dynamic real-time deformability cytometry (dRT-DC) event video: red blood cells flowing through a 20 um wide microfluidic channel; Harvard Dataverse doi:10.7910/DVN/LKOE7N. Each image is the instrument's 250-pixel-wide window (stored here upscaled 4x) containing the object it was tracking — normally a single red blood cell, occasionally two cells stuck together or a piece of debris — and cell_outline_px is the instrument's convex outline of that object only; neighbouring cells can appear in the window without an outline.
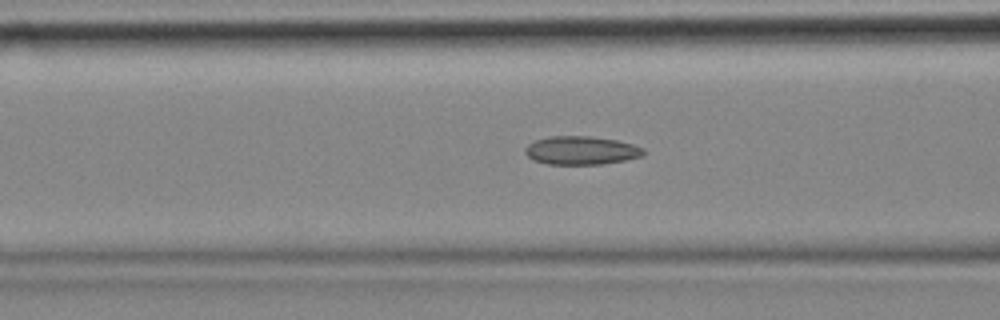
{"species": "common noctule bat (a hibernating species)", "species_latin": "Nyctalus noctula", "temperature_condition": "cold", "stored_images_in_passage": 57, "camera_frame_rate_fps": 3000, "um_per_image_px": 0.085, "animal": {"sex": "female", "body_mass_g": 18.4}, "frame": {"image": 1, "passage_image": 22, "time_ms": 7.0, "image_size_px": [1000, 320], "cell_outline_px": [[644, 152], [640, 156], [624, 160], [604, 164], [548, 164], [532, 160], [524, 152], [524, 148], [528, 144], [536, 140], [548, 136], [588, 136], [616, 140], [632, 144], [644, 148]], "centroid_in_image_um": [49.36, 12.78], "position_along_channel_um": 117.2, "area_um2": 19.54}}
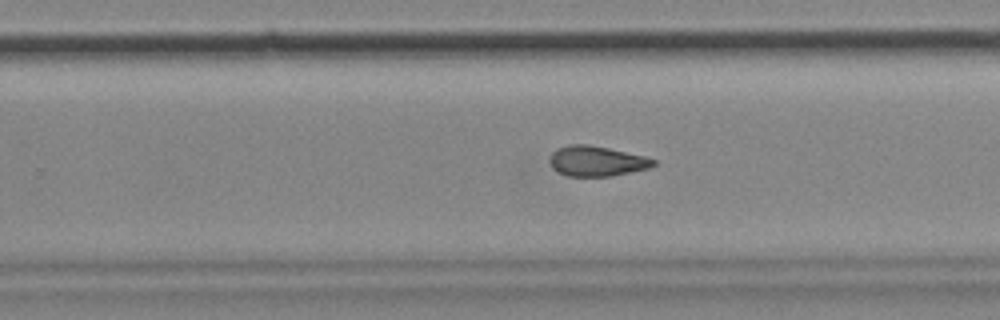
{"frame": {"image": 2, "passage_image": 36, "time_ms": 11.667, "image_size_px": [1000, 320], "cell_outline_px": [[656, 164], [648, 168], [612, 176], [568, 176], [552, 168], [548, 160], [552, 152], [556, 148], [568, 144], [588, 144], [608, 148], [644, 156], [656, 160]], "centroid_in_image_um": [50.67, 13.68], "position_along_channel_um": 279.1, "area_um2": 18.26}}
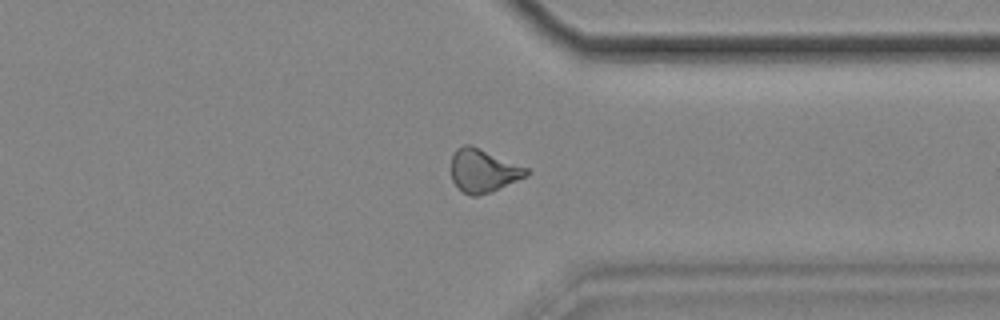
{"frame": {"image": 3, "passage_image": 44, "time_ms": 14.333, "image_size_px": [1000, 320], "cell_outline_px": [[532, 172], [528, 176], [492, 192], [476, 196], [472, 196], [464, 192], [452, 180], [452, 156], [456, 148], [464, 144], [472, 144], [528, 168]], "centroid_in_image_um": [41.12, 14.49], "position_along_channel_um": 370.3, "area_um2": 19.13}, "authors_computed_cell_mechanics": {"area_um2": 19.1896, "velocity_mm_per_s": 3.4743, "shape_relaxation_time_tau1_ms": null, "shape_relaxation_time_tau2_ms": 5.2516, "deformation_change_tau1": null, "deformation_change_tau2": 0.1267}}